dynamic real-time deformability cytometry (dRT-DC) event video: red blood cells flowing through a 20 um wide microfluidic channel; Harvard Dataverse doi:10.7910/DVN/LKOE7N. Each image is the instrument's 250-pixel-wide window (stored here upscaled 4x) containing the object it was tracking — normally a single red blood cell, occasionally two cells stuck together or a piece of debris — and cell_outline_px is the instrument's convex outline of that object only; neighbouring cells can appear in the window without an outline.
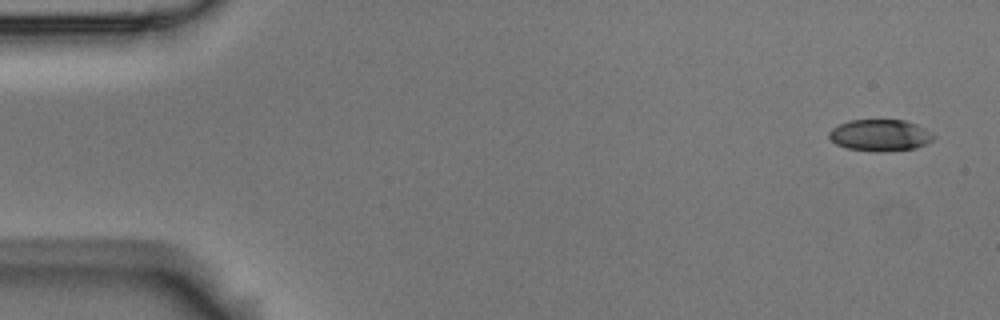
{"species": "Egyptian fruit bat (a non-hibernating species)", "species_latin": "Rousettus aegyptiacus", "temperature_condition": "room temperature", "stored_images_in_passage": 6, "camera_frame_rate_fps": 3000, "um_per_image_px": 0.085, "animal": {"sex": "male"}, "frame": {"image": 1, "passage_image": 1, "time_ms": 0.0, "image_size_px": [1000, 320], "cell_outline_px": [[936, 136], [928, 144], [916, 148], [880, 152], [876, 152], [848, 148], [836, 144], [828, 136], [828, 132], [832, 128], [848, 120], [904, 120], [916, 124], [924, 128]], "centroid_in_image_um": [74.82, 11.5], "position_along_channel_um": 10.2, "area_um2": 19.31}}
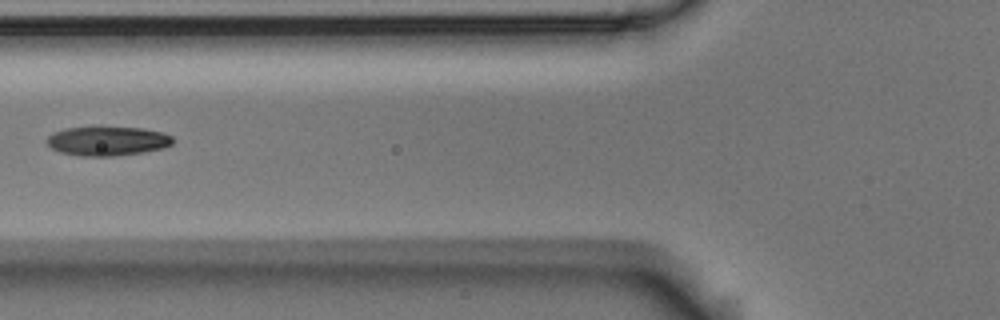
{"frame": {"image": 2, "passage_image": 5, "time_ms": 1.333, "image_size_px": [1000, 320], "cell_outline_px": [[172, 144], [164, 148], [144, 152], [112, 156], [80, 156], [60, 152], [52, 148], [44, 140], [52, 132], [64, 128], [92, 124], [100, 124], [144, 128], [160, 132], [172, 136]], "centroid_in_image_um": [9.07, 11.93], "position_along_channel_um": 116.7, "area_um2": 22.54}}
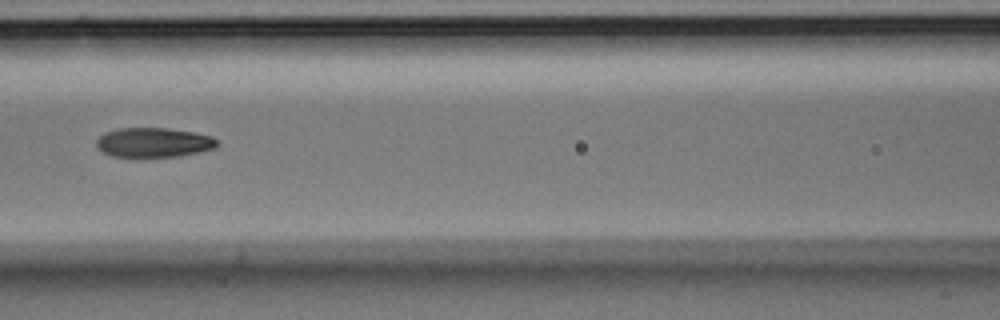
{"frame": {"image": 3, "passage_image": 6, "time_ms": 1.667, "image_size_px": [1000, 320], "cell_outline_px": [[216, 148], [180, 156], [112, 156], [104, 152], [96, 144], [96, 140], [104, 132], [120, 128], [168, 128], [196, 132], [212, 136], [216, 140]], "centroid_in_image_um": [13.08, 12.09], "position_along_channel_um": 153.5, "area_um2": 20.58}}